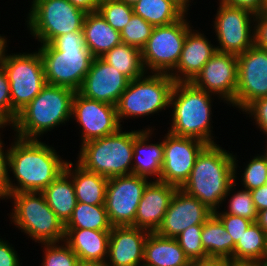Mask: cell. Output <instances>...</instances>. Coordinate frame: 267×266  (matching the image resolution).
I'll return each instance as SVG.
<instances>
[{"mask_svg":"<svg viewBox=\"0 0 267 266\" xmlns=\"http://www.w3.org/2000/svg\"><path fill=\"white\" fill-rule=\"evenodd\" d=\"M8 147L10 193L42 192L64 171L63 160L49 144L39 139L14 137ZM14 182V183H13Z\"/></svg>","mask_w":267,"mask_h":266,"instance_id":"6da1fadb","label":"cell"},{"mask_svg":"<svg viewBox=\"0 0 267 266\" xmlns=\"http://www.w3.org/2000/svg\"><path fill=\"white\" fill-rule=\"evenodd\" d=\"M40 45L37 49L46 82L78 92L95 58L86 47L83 32H69Z\"/></svg>","mask_w":267,"mask_h":266,"instance_id":"7a4b0ae2","label":"cell"},{"mask_svg":"<svg viewBox=\"0 0 267 266\" xmlns=\"http://www.w3.org/2000/svg\"><path fill=\"white\" fill-rule=\"evenodd\" d=\"M234 182V155L219 144L207 145L197 156L189 179L180 188L213 212L220 210Z\"/></svg>","mask_w":267,"mask_h":266,"instance_id":"3957f363","label":"cell"},{"mask_svg":"<svg viewBox=\"0 0 267 266\" xmlns=\"http://www.w3.org/2000/svg\"><path fill=\"white\" fill-rule=\"evenodd\" d=\"M212 96L191 82H175L169 100V108H173L168 131L177 136L199 139L208 145L216 144L211 124Z\"/></svg>","mask_w":267,"mask_h":266,"instance_id":"277c9868","label":"cell"},{"mask_svg":"<svg viewBox=\"0 0 267 266\" xmlns=\"http://www.w3.org/2000/svg\"><path fill=\"white\" fill-rule=\"evenodd\" d=\"M74 94L75 91L70 88L47 83L18 113L15 122L10 126L16 132L14 136L41 140L43 134L71 121L69 119Z\"/></svg>","mask_w":267,"mask_h":266,"instance_id":"5b68a950","label":"cell"},{"mask_svg":"<svg viewBox=\"0 0 267 266\" xmlns=\"http://www.w3.org/2000/svg\"><path fill=\"white\" fill-rule=\"evenodd\" d=\"M122 129L123 126L116 133L80 145L76 163L107 178L132 174L133 146L140 129Z\"/></svg>","mask_w":267,"mask_h":266,"instance_id":"8992f818","label":"cell"},{"mask_svg":"<svg viewBox=\"0 0 267 266\" xmlns=\"http://www.w3.org/2000/svg\"><path fill=\"white\" fill-rule=\"evenodd\" d=\"M14 203L10 220L16 228L40 244L64 241V223L49 207L42 192L9 193Z\"/></svg>","mask_w":267,"mask_h":266,"instance_id":"52a82bcc","label":"cell"},{"mask_svg":"<svg viewBox=\"0 0 267 266\" xmlns=\"http://www.w3.org/2000/svg\"><path fill=\"white\" fill-rule=\"evenodd\" d=\"M148 74V75H147ZM174 79L165 73H145L130 80L116 106L120 124L130 117L144 118L169 109V100Z\"/></svg>","mask_w":267,"mask_h":266,"instance_id":"ba28073f","label":"cell"},{"mask_svg":"<svg viewBox=\"0 0 267 266\" xmlns=\"http://www.w3.org/2000/svg\"><path fill=\"white\" fill-rule=\"evenodd\" d=\"M25 25L40 44H50L56 37L82 31L86 12L68 0H32Z\"/></svg>","mask_w":267,"mask_h":266,"instance_id":"9c48e42d","label":"cell"},{"mask_svg":"<svg viewBox=\"0 0 267 266\" xmlns=\"http://www.w3.org/2000/svg\"><path fill=\"white\" fill-rule=\"evenodd\" d=\"M6 53L2 66L10 84L13 124L18 113L42 91L47 82L38 51Z\"/></svg>","mask_w":267,"mask_h":266,"instance_id":"30bf717a","label":"cell"},{"mask_svg":"<svg viewBox=\"0 0 267 266\" xmlns=\"http://www.w3.org/2000/svg\"><path fill=\"white\" fill-rule=\"evenodd\" d=\"M186 17L188 13L178 21L153 28L151 36L141 49L146 73L170 74L176 68L187 32L194 28Z\"/></svg>","mask_w":267,"mask_h":266,"instance_id":"8fae6325","label":"cell"},{"mask_svg":"<svg viewBox=\"0 0 267 266\" xmlns=\"http://www.w3.org/2000/svg\"><path fill=\"white\" fill-rule=\"evenodd\" d=\"M218 5L212 25L217 51L238 56L254 45L255 14L220 2Z\"/></svg>","mask_w":267,"mask_h":266,"instance_id":"7c38bea8","label":"cell"},{"mask_svg":"<svg viewBox=\"0 0 267 266\" xmlns=\"http://www.w3.org/2000/svg\"><path fill=\"white\" fill-rule=\"evenodd\" d=\"M149 178L135 174L108 178L105 208L112 226H133Z\"/></svg>","mask_w":267,"mask_h":266,"instance_id":"4fadbf2b","label":"cell"},{"mask_svg":"<svg viewBox=\"0 0 267 266\" xmlns=\"http://www.w3.org/2000/svg\"><path fill=\"white\" fill-rule=\"evenodd\" d=\"M167 132L163 136V163L158 181L181 188L189 179L197 156L208 144Z\"/></svg>","mask_w":267,"mask_h":266,"instance_id":"5bb4252c","label":"cell"},{"mask_svg":"<svg viewBox=\"0 0 267 266\" xmlns=\"http://www.w3.org/2000/svg\"><path fill=\"white\" fill-rule=\"evenodd\" d=\"M73 119L81 127V145L116 133L122 126L115 105L88 99L79 92H75L72 100L71 121Z\"/></svg>","mask_w":267,"mask_h":266,"instance_id":"9a60e30c","label":"cell"},{"mask_svg":"<svg viewBox=\"0 0 267 266\" xmlns=\"http://www.w3.org/2000/svg\"><path fill=\"white\" fill-rule=\"evenodd\" d=\"M191 83L195 87L219 97L218 99L234 108L238 85L237 56L217 51Z\"/></svg>","mask_w":267,"mask_h":266,"instance_id":"2e32d148","label":"cell"},{"mask_svg":"<svg viewBox=\"0 0 267 266\" xmlns=\"http://www.w3.org/2000/svg\"><path fill=\"white\" fill-rule=\"evenodd\" d=\"M238 85L234 107L242 111L249 103L267 97V50L253 45L237 56Z\"/></svg>","mask_w":267,"mask_h":266,"instance_id":"e0dca14e","label":"cell"},{"mask_svg":"<svg viewBox=\"0 0 267 266\" xmlns=\"http://www.w3.org/2000/svg\"><path fill=\"white\" fill-rule=\"evenodd\" d=\"M213 214L197 198L177 188L155 233L165 238H176L189 226L203 225Z\"/></svg>","mask_w":267,"mask_h":266,"instance_id":"ac0fdd59","label":"cell"},{"mask_svg":"<svg viewBox=\"0 0 267 266\" xmlns=\"http://www.w3.org/2000/svg\"><path fill=\"white\" fill-rule=\"evenodd\" d=\"M129 81L117 68L96 57L78 92L88 99L116 105Z\"/></svg>","mask_w":267,"mask_h":266,"instance_id":"d6986e66","label":"cell"},{"mask_svg":"<svg viewBox=\"0 0 267 266\" xmlns=\"http://www.w3.org/2000/svg\"><path fill=\"white\" fill-rule=\"evenodd\" d=\"M148 230L133 226H113L110 231L109 266H142Z\"/></svg>","mask_w":267,"mask_h":266,"instance_id":"ffe728a7","label":"cell"},{"mask_svg":"<svg viewBox=\"0 0 267 266\" xmlns=\"http://www.w3.org/2000/svg\"><path fill=\"white\" fill-rule=\"evenodd\" d=\"M217 52L216 46L199 30L190 29L176 68L169 74L174 82H191Z\"/></svg>","mask_w":267,"mask_h":266,"instance_id":"44dd1931","label":"cell"},{"mask_svg":"<svg viewBox=\"0 0 267 266\" xmlns=\"http://www.w3.org/2000/svg\"><path fill=\"white\" fill-rule=\"evenodd\" d=\"M176 189L177 187L171 184L151 180L144 188L133 227L155 232L164 218Z\"/></svg>","mask_w":267,"mask_h":266,"instance_id":"7402d4cb","label":"cell"},{"mask_svg":"<svg viewBox=\"0 0 267 266\" xmlns=\"http://www.w3.org/2000/svg\"><path fill=\"white\" fill-rule=\"evenodd\" d=\"M154 128L148 126L144 130L140 129V136L134 141L132 174L159 180L163 163V140L149 142Z\"/></svg>","mask_w":267,"mask_h":266,"instance_id":"603a6c76","label":"cell"},{"mask_svg":"<svg viewBox=\"0 0 267 266\" xmlns=\"http://www.w3.org/2000/svg\"><path fill=\"white\" fill-rule=\"evenodd\" d=\"M110 231L65 229L64 242L80 261H106Z\"/></svg>","mask_w":267,"mask_h":266,"instance_id":"cb8c5ba5","label":"cell"},{"mask_svg":"<svg viewBox=\"0 0 267 266\" xmlns=\"http://www.w3.org/2000/svg\"><path fill=\"white\" fill-rule=\"evenodd\" d=\"M82 32L86 47L95 58L122 43L120 32L107 23L99 11L86 14Z\"/></svg>","mask_w":267,"mask_h":266,"instance_id":"d4e9b609","label":"cell"},{"mask_svg":"<svg viewBox=\"0 0 267 266\" xmlns=\"http://www.w3.org/2000/svg\"><path fill=\"white\" fill-rule=\"evenodd\" d=\"M190 262L175 238L149 232L142 266H190Z\"/></svg>","mask_w":267,"mask_h":266,"instance_id":"484cf974","label":"cell"},{"mask_svg":"<svg viewBox=\"0 0 267 266\" xmlns=\"http://www.w3.org/2000/svg\"><path fill=\"white\" fill-rule=\"evenodd\" d=\"M73 165H75L73 167ZM72 178L77 202L105 205L108 178L67 161L64 169Z\"/></svg>","mask_w":267,"mask_h":266,"instance_id":"4316f807","label":"cell"},{"mask_svg":"<svg viewBox=\"0 0 267 266\" xmlns=\"http://www.w3.org/2000/svg\"><path fill=\"white\" fill-rule=\"evenodd\" d=\"M42 193L49 207L65 224L77 205L75 188L71 176L64 170Z\"/></svg>","mask_w":267,"mask_h":266,"instance_id":"83f0119b","label":"cell"},{"mask_svg":"<svg viewBox=\"0 0 267 266\" xmlns=\"http://www.w3.org/2000/svg\"><path fill=\"white\" fill-rule=\"evenodd\" d=\"M201 241L208 257L233 259V238L215 214L202 225Z\"/></svg>","mask_w":267,"mask_h":266,"instance_id":"f1b7e54d","label":"cell"},{"mask_svg":"<svg viewBox=\"0 0 267 266\" xmlns=\"http://www.w3.org/2000/svg\"><path fill=\"white\" fill-rule=\"evenodd\" d=\"M132 7L134 14L153 27L171 24L185 14L172 0H139Z\"/></svg>","mask_w":267,"mask_h":266,"instance_id":"f546056e","label":"cell"},{"mask_svg":"<svg viewBox=\"0 0 267 266\" xmlns=\"http://www.w3.org/2000/svg\"><path fill=\"white\" fill-rule=\"evenodd\" d=\"M101 58L117 68L129 80L140 78L146 73L142 63L141 50L125 43L116 45Z\"/></svg>","mask_w":267,"mask_h":266,"instance_id":"4dcf8cb0","label":"cell"},{"mask_svg":"<svg viewBox=\"0 0 267 266\" xmlns=\"http://www.w3.org/2000/svg\"><path fill=\"white\" fill-rule=\"evenodd\" d=\"M105 205H90L77 202L71 217L64 224L65 229H90L97 231H111Z\"/></svg>","mask_w":267,"mask_h":266,"instance_id":"1f68e13d","label":"cell"},{"mask_svg":"<svg viewBox=\"0 0 267 266\" xmlns=\"http://www.w3.org/2000/svg\"><path fill=\"white\" fill-rule=\"evenodd\" d=\"M267 258V233L253 222L234 247L233 259L264 262Z\"/></svg>","mask_w":267,"mask_h":266,"instance_id":"d6a6232c","label":"cell"},{"mask_svg":"<svg viewBox=\"0 0 267 266\" xmlns=\"http://www.w3.org/2000/svg\"><path fill=\"white\" fill-rule=\"evenodd\" d=\"M237 154L234 155V182L232 183V185L229 187L228 192L224 198V203H226V200L228 199V197L230 196V200L228 201V209L225 211L222 210V212H220L219 210L215 211L214 214H230V215H237L240 217H245L249 220H252L253 222L257 221L258 218V212L255 208V205L253 203V199L251 196V191L248 189H244L240 188L239 191H235V193L233 192L236 186V184L238 185L239 183H236V180H239L238 177V160H237ZM232 191V192H231ZM233 193V194H231ZM232 195V196H231Z\"/></svg>","mask_w":267,"mask_h":266,"instance_id":"836d02e7","label":"cell"},{"mask_svg":"<svg viewBox=\"0 0 267 266\" xmlns=\"http://www.w3.org/2000/svg\"><path fill=\"white\" fill-rule=\"evenodd\" d=\"M98 11L119 32L134 14L133 7L120 0H100Z\"/></svg>","mask_w":267,"mask_h":266,"instance_id":"e575fe53","label":"cell"},{"mask_svg":"<svg viewBox=\"0 0 267 266\" xmlns=\"http://www.w3.org/2000/svg\"><path fill=\"white\" fill-rule=\"evenodd\" d=\"M41 245L44 247L41 266H78V256L64 241Z\"/></svg>","mask_w":267,"mask_h":266,"instance_id":"d590c367","label":"cell"},{"mask_svg":"<svg viewBox=\"0 0 267 266\" xmlns=\"http://www.w3.org/2000/svg\"><path fill=\"white\" fill-rule=\"evenodd\" d=\"M153 28L142 17L133 14L132 18L120 31L122 43L141 50L151 36Z\"/></svg>","mask_w":267,"mask_h":266,"instance_id":"8d00e7d4","label":"cell"},{"mask_svg":"<svg viewBox=\"0 0 267 266\" xmlns=\"http://www.w3.org/2000/svg\"><path fill=\"white\" fill-rule=\"evenodd\" d=\"M252 158L247 162V165H244L243 173L240 175L243 188L250 191L267 183V158L263 153H257Z\"/></svg>","mask_w":267,"mask_h":266,"instance_id":"74e56055","label":"cell"},{"mask_svg":"<svg viewBox=\"0 0 267 266\" xmlns=\"http://www.w3.org/2000/svg\"><path fill=\"white\" fill-rule=\"evenodd\" d=\"M201 233L202 225H193L175 238L190 261L208 257L202 245Z\"/></svg>","mask_w":267,"mask_h":266,"instance_id":"f35d334b","label":"cell"},{"mask_svg":"<svg viewBox=\"0 0 267 266\" xmlns=\"http://www.w3.org/2000/svg\"><path fill=\"white\" fill-rule=\"evenodd\" d=\"M241 112L255 121L256 128L267 136V97L258 98L249 103ZM267 138V137H266Z\"/></svg>","mask_w":267,"mask_h":266,"instance_id":"ab89813d","label":"cell"},{"mask_svg":"<svg viewBox=\"0 0 267 266\" xmlns=\"http://www.w3.org/2000/svg\"><path fill=\"white\" fill-rule=\"evenodd\" d=\"M215 215L220 219L226 231L232 236L235 245L237 244L241 236L244 234L246 229L253 223L252 220L237 215H230V214H215Z\"/></svg>","mask_w":267,"mask_h":266,"instance_id":"60d3db41","label":"cell"},{"mask_svg":"<svg viewBox=\"0 0 267 266\" xmlns=\"http://www.w3.org/2000/svg\"><path fill=\"white\" fill-rule=\"evenodd\" d=\"M0 115L12 125V103L10 84L7 73L3 66H0Z\"/></svg>","mask_w":267,"mask_h":266,"instance_id":"b9f144b4","label":"cell"},{"mask_svg":"<svg viewBox=\"0 0 267 266\" xmlns=\"http://www.w3.org/2000/svg\"><path fill=\"white\" fill-rule=\"evenodd\" d=\"M2 138L0 139V199L7 200L10 187H9V153L8 147L5 148L6 144L3 143ZM6 149V150H5Z\"/></svg>","mask_w":267,"mask_h":266,"instance_id":"7bdbcfd3","label":"cell"},{"mask_svg":"<svg viewBox=\"0 0 267 266\" xmlns=\"http://www.w3.org/2000/svg\"><path fill=\"white\" fill-rule=\"evenodd\" d=\"M254 23V45L267 50V15L256 14Z\"/></svg>","mask_w":267,"mask_h":266,"instance_id":"ee69618b","label":"cell"},{"mask_svg":"<svg viewBox=\"0 0 267 266\" xmlns=\"http://www.w3.org/2000/svg\"><path fill=\"white\" fill-rule=\"evenodd\" d=\"M17 252L12 244L0 238V266H21Z\"/></svg>","mask_w":267,"mask_h":266,"instance_id":"f6af8a7d","label":"cell"},{"mask_svg":"<svg viewBox=\"0 0 267 266\" xmlns=\"http://www.w3.org/2000/svg\"><path fill=\"white\" fill-rule=\"evenodd\" d=\"M220 3L246 9L253 14L264 13L266 7V0H218Z\"/></svg>","mask_w":267,"mask_h":266,"instance_id":"bcb514c9","label":"cell"},{"mask_svg":"<svg viewBox=\"0 0 267 266\" xmlns=\"http://www.w3.org/2000/svg\"><path fill=\"white\" fill-rule=\"evenodd\" d=\"M251 196L257 212L267 209V185L251 190Z\"/></svg>","mask_w":267,"mask_h":266,"instance_id":"7dc6e473","label":"cell"},{"mask_svg":"<svg viewBox=\"0 0 267 266\" xmlns=\"http://www.w3.org/2000/svg\"><path fill=\"white\" fill-rule=\"evenodd\" d=\"M190 266H227V259L223 257H207L190 262Z\"/></svg>","mask_w":267,"mask_h":266,"instance_id":"c3c4849f","label":"cell"},{"mask_svg":"<svg viewBox=\"0 0 267 266\" xmlns=\"http://www.w3.org/2000/svg\"><path fill=\"white\" fill-rule=\"evenodd\" d=\"M72 5L86 13L98 11L100 0H68Z\"/></svg>","mask_w":267,"mask_h":266,"instance_id":"681fc988","label":"cell"},{"mask_svg":"<svg viewBox=\"0 0 267 266\" xmlns=\"http://www.w3.org/2000/svg\"><path fill=\"white\" fill-rule=\"evenodd\" d=\"M227 266H262V262L227 259Z\"/></svg>","mask_w":267,"mask_h":266,"instance_id":"f907efd6","label":"cell"},{"mask_svg":"<svg viewBox=\"0 0 267 266\" xmlns=\"http://www.w3.org/2000/svg\"><path fill=\"white\" fill-rule=\"evenodd\" d=\"M256 223L267 233V209L258 212Z\"/></svg>","mask_w":267,"mask_h":266,"instance_id":"816d5d0a","label":"cell"},{"mask_svg":"<svg viewBox=\"0 0 267 266\" xmlns=\"http://www.w3.org/2000/svg\"><path fill=\"white\" fill-rule=\"evenodd\" d=\"M7 41H9V40H7L6 36H4V35L1 36V34H0V66L2 65L5 53L8 50L7 49L8 48Z\"/></svg>","mask_w":267,"mask_h":266,"instance_id":"f5cc1de1","label":"cell"},{"mask_svg":"<svg viewBox=\"0 0 267 266\" xmlns=\"http://www.w3.org/2000/svg\"><path fill=\"white\" fill-rule=\"evenodd\" d=\"M175 4H177L186 14L189 11L191 5L190 3L193 1L191 0H172Z\"/></svg>","mask_w":267,"mask_h":266,"instance_id":"db71d44e","label":"cell"},{"mask_svg":"<svg viewBox=\"0 0 267 266\" xmlns=\"http://www.w3.org/2000/svg\"><path fill=\"white\" fill-rule=\"evenodd\" d=\"M78 266H109L106 261H80Z\"/></svg>","mask_w":267,"mask_h":266,"instance_id":"11a10c76","label":"cell"},{"mask_svg":"<svg viewBox=\"0 0 267 266\" xmlns=\"http://www.w3.org/2000/svg\"><path fill=\"white\" fill-rule=\"evenodd\" d=\"M8 125L10 126V124L0 115V129H4ZM1 134L2 132L0 133V139L2 137Z\"/></svg>","mask_w":267,"mask_h":266,"instance_id":"9f6ffc18","label":"cell"},{"mask_svg":"<svg viewBox=\"0 0 267 266\" xmlns=\"http://www.w3.org/2000/svg\"><path fill=\"white\" fill-rule=\"evenodd\" d=\"M126 4H129V5H134L136 2H138L139 0H120Z\"/></svg>","mask_w":267,"mask_h":266,"instance_id":"6f0895ef","label":"cell"},{"mask_svg":"<svg viewBox=\"0 0 267 266\" xmlns=\"http://www.w3.org/2000/svg\"><path fill=\"white\" fill-rule=\"evenodd\" d=\"M264 152H262L263 153V155L267 158V144H266V149L265 150H263Z\"/></svg>","mask_w":267,"mask_h":266,"instance_id":"680465c9","label":"cell"},{"mask_svg":"<svg viewBox=\"0 0 267 266\" xmlns=\"http://www.w3.org/2000/svg\"><path fill=\"white\" fill-rule=\"evenodd\" d=\"M264 13L267 15V0H266V7Z\"/></svg>","mask_w":267,"mask_h":266,"instance_id":"91938a15","label":"cell"},{"mask_svg":"<svg viewBox=\"0 0 267 266\" xmlns=\"http://www.w3.org/2000/svg\"><path fill=\"white\" fill-rule=\"evenodd\" d=\"M262 266H267V262L266 261L262 262Z\"/></svg>","mask_w":267,"mask_h":266,"instance_id":"94428289","label":"cell"}]
</instances>
